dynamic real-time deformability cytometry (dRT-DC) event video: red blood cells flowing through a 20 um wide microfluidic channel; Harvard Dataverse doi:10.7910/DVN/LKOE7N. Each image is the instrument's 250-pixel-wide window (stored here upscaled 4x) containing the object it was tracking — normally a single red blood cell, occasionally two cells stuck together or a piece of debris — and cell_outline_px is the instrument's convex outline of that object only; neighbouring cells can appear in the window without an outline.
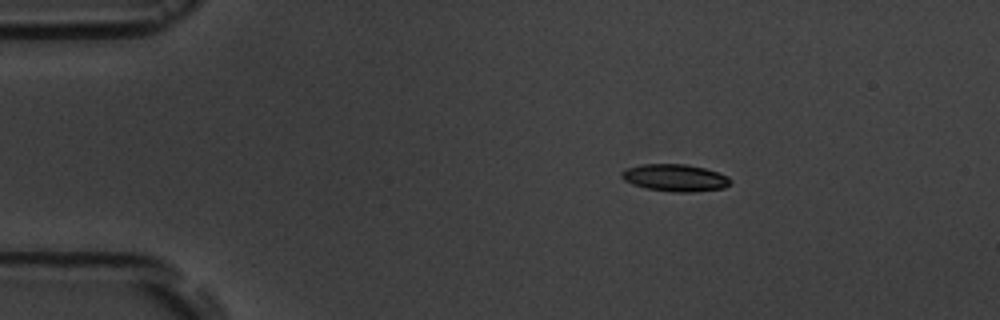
{"species": "common noctule bat (a hibernating species)", "species_latin": "Nyctalus noctula", "temperature_condition": "room temperature", "stored_images_in_passage": 3, "camera_frame_rate_fps": 3000, "um_per_image_px": 0.085, "animal": {"sex": "male", "body_mass_g": 19.5, "forearm_length_mm": 54.6}, "frame": {"image": 1, "passage_image": 1, "time_ms": 0.0, "image_size_px": [1000, 320], "cell_outline_px": [[732, 180], [724, 188], [692, 192], [676, 192], [648, 188], [632, 184], [624, 180], [620, 176], [620, 172], [628, 168], [640, 164], [684, 164], [704, 168], [728, 176]], "centroid_in_image_um": [57.36, 15.1], "position_along_channel_um": 27.6, "area_um2": 17.05}}